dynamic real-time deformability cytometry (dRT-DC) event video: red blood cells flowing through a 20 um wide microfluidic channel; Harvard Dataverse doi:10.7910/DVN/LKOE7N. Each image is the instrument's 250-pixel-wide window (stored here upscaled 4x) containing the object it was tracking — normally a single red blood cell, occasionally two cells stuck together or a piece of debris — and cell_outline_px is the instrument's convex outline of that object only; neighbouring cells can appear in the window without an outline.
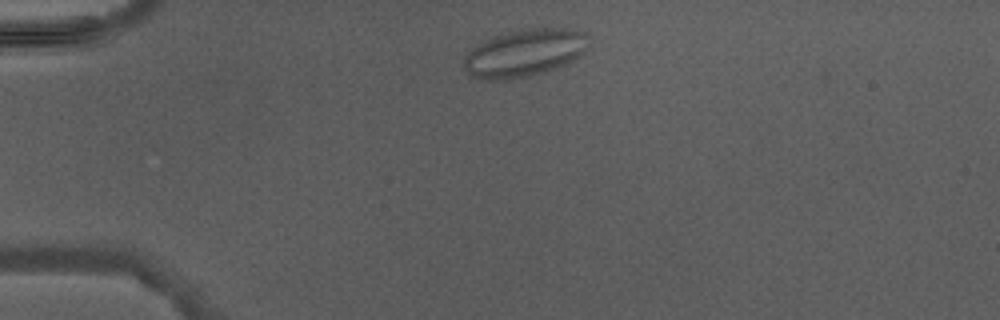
{"species": "Egyptian fruit bat (a non-hibernating species)", "species_latin": "Rousettus aegyptiacus", "temperature_condition": "warm", "stored_images_in_passage": 3, "camera_frame_rate_fps": 3000, "um_per_image_px": 0.085, "animal": {"sex": "male"}, "frame": {"image": 1, "passage_image": 1, "time_ms": 0.0, "image_size_px": [1000, 320], "cell_outline_px": [[588, 44], [580, 56], [548, 72], [528, 76], [500, 80], [480, 80], [472, 76], [464, 68], [464, 60], [468, 52], [472, 48], [484, 40], [492, 36], [508, 32], [528, 28], [564, 28], [584, 32], [588, 36]], "centroid_in_image_um": [44.57, 4.5], "position_along_channel_um": 40.4, "area_um2": 34.45}}
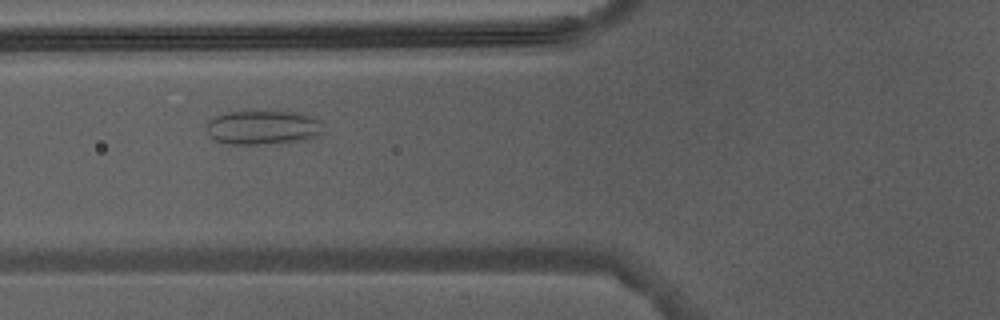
{"frame": {"image": 2, "passage_image": 3, "time_ms": 2.333, "image_size_px": [1000, 320], "cell_outline_px": [[324, 132], [320, 136], [308, 140], [256, 144], [228, 144], [216, 140], [204, 128], [208, 120], [212, 116], [224, 112], [300, 112], [312, 116], [320, 120]], "centroid_in_image_um": [22.37, 10.83], "position_along_channel_um": 103.4, "area_um2": 23.52}}